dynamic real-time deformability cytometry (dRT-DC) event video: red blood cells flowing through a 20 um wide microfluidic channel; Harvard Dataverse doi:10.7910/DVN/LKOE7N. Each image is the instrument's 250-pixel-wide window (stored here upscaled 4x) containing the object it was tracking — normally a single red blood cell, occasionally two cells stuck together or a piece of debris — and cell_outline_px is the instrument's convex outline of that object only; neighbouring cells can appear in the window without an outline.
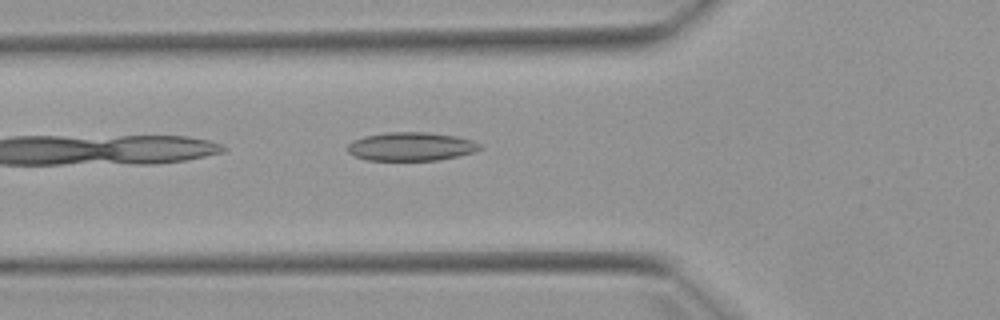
{"species": "Egyptian fruit bat (a non-hibernating species)", "species_latin": "Rousettus aegyptiacus", "temperature_condition": "warm", "stored_images_in_passage": 2, "camera_frame_rate_fps": 3000, "um_per_image_px": 0.085, "animal": {"sex": "female"}, "frame": {"image": 1, "passage_image": 2, "time_ms": 1.333, "image_size_px": [1000, 320], "cell_outline_px": [[484, 148], [476, 152], [436, 160], [368, 160], [356, 156], [348, 152], [348, 144], [352, 140], [364, 136], [388, 132], [428, 132], [456, 136], [472, 140], [484, 144]], "centroid_in_image_um": [35.0, 12.44], "position_along_channel_um": 90.8, "area_um2": 22.14}}